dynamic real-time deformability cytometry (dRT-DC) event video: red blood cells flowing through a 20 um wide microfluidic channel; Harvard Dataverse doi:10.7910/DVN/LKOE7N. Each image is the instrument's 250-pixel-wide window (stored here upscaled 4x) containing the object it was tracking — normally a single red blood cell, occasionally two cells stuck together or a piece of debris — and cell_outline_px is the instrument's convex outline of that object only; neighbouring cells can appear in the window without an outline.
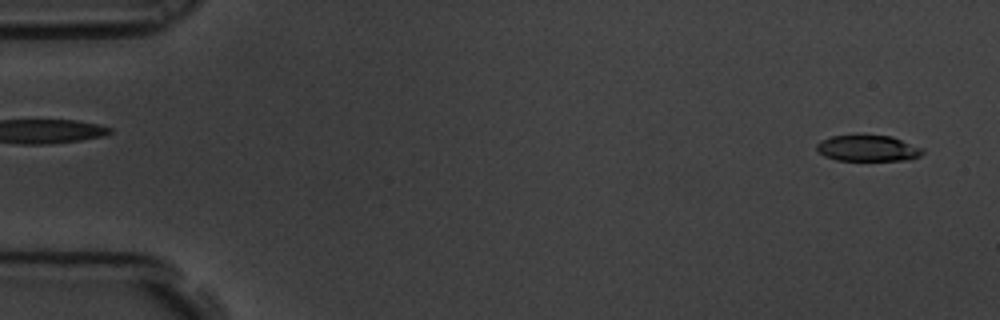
{"species": "common noctule bat (a hibernating species)", "species_latin": "Nyctalus noctula", "temperature_condition": "room temperature", "stored_images_in_passage": 57, "camera_frame_rate_fps": 3000, "um_per_image_px": 0.085, "animal": {"sex": "male", "body_mass_g": 19.5, "forearm_length_mm": 54.6}, "frame": {"image": 1, "passage_image": 2, "time_ms": 0.333, "image_size_px": [1000, 320], "cell_outline_px": [[924, 152], [920, 156], [912, 160], [836, 160], [824, 156], [816, 148], [816, 144], [832, 136], [892, 136], [924, 148]], "centroid_in_image_um": [73.84, 12.62], "position_along_channel_um": 11.2, "area_um2": 15.95}}
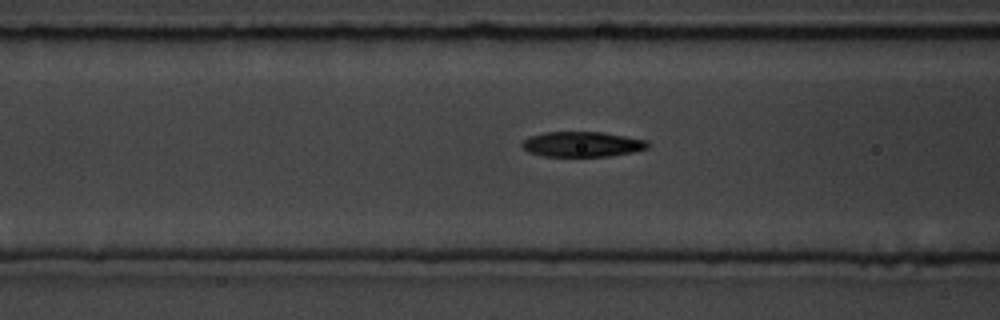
{"frame": {"image": 2, "passage_image": 22, "time_ms": 7.0, "image_size_px": [1000, 320], "cell_outline_px": [[648, 148], [632, 152], [608, 156], [544, 156], [528, 152], [520, 144], [524, 140], [532, 136], [544, 132], [604, 132], [648, 140]], "centroid_in_image_um": [49.5, 12.25], "position_along_channel_um": 117.1, "area_um2": 18.38}}
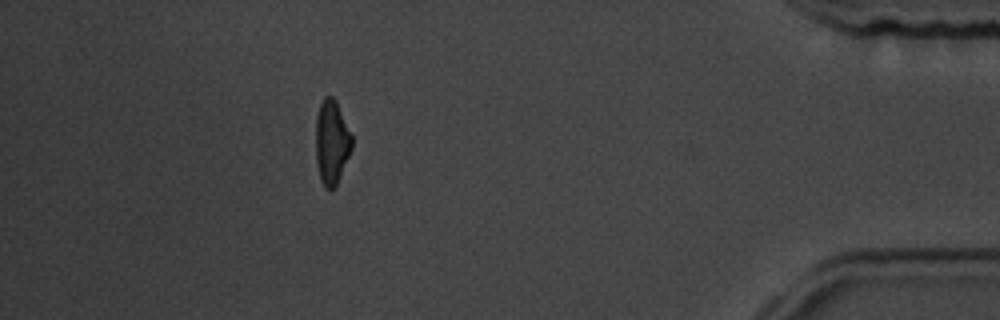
{"frame": {"image": 3, "passage_image": 51, "time_ms": 16.667, "image_size_px": [1000, 320], "cell_outline_px": [[352, 148], [336, 188], [324, 188], [320, 180], [316, 160], [316, 116], [320, 104], [324, 96], [332, 96], [336, 100], [352, 136]], "centroid_in_image_um": [28.19, 12.1], "position_along_channel_um": 407.0, "area_um2": 17.86}, "authors_computed_cell_mechanics": {"area_um2": 18.3804, "velocity_mm_per_s": 3.5279, "shape_relaxation_time_tau1_ms": 3.4606, "shape_relaxation_time_tau2_ms": 1.7412, "deformation_change_tau1": 0.1519, "deformation_change_tau2": 0.0841}}